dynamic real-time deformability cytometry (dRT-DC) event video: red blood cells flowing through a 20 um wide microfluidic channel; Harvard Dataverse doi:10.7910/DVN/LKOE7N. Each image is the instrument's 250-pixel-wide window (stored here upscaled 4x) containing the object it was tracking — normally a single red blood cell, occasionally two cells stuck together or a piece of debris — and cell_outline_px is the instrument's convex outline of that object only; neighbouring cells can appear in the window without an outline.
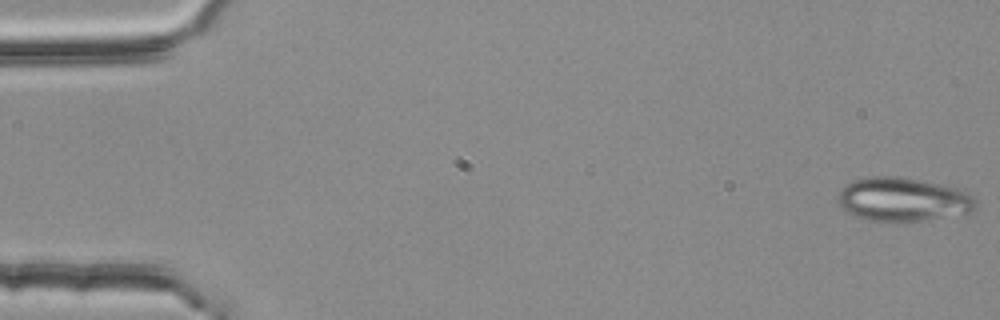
{"species": "common noctule bat (a hibernating species)", "species_latin": "Nyctalus noctula", "temperature_condition": "room temperature", "stored_images_in_passage": 4, "camera_frame_rate_fps": 3000, "um_per_image_px": 0.085, "animal": {"sex": "female", "body_mass_g": 25.1}, "frame": {"image": 1, "passage_image": 1, "time_ms": 0.0, "image_size_px": [1000, 320], "cell_outline_px": [[980, 204], [976, 208], [968, 212], [924, 220], [888, 224], [884, 224], [868, 220], [856, 216], [848, 212], [836, 200], [840, 192], [852, 180], [872, 176], [900, 176], [964, 188], [976, 196]], "centroid_in_image_um": [76.83, 16.96], "position_along_channel_um": 8.2, "area_um2": 36.07}}